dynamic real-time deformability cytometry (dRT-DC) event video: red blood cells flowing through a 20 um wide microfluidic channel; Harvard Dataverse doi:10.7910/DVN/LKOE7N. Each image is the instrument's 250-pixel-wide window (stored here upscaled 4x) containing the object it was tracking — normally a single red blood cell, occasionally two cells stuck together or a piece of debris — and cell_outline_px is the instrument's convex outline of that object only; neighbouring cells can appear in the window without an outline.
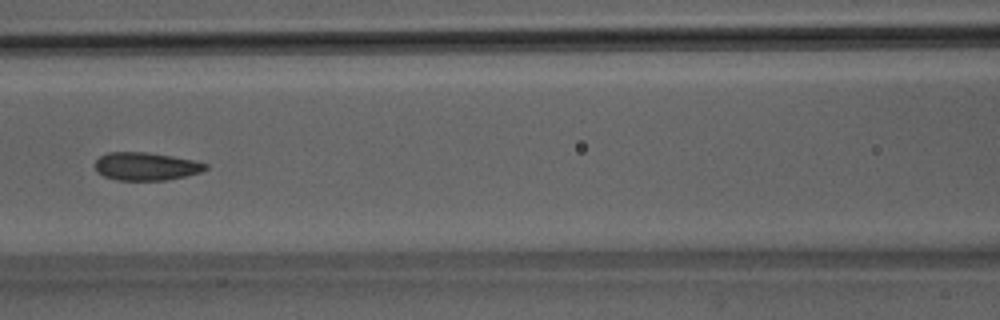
{"species": "Egyptian fruit bat (a non-hibernating species)", "species_latin": "Rousettus aegyptiacus", "temperature_condition": "room temperature", "stored_images_in_passage": 52, "camera_frame_rate_fps": 3000, "um_per_image_px": 0.085, "animal": {"sex": "male"}, "frame": {"image": 1, "passage_image": 23, "time_ms": 7.333, "image_size_px": [1000, 320], "cell_outline_px": [[208, 168], [200, 172], [188, 176], [168, 180], [116, 180], [104, 176], [96, 172], [96, 160], [100, 156], [108, 152], [144, 152], [172, 156], [196, 160], [208, 164]], "centroid_in_image_um": [12.44, 14.14], "position_along_channel_um": 154.2, "area_um2": 18.15}}
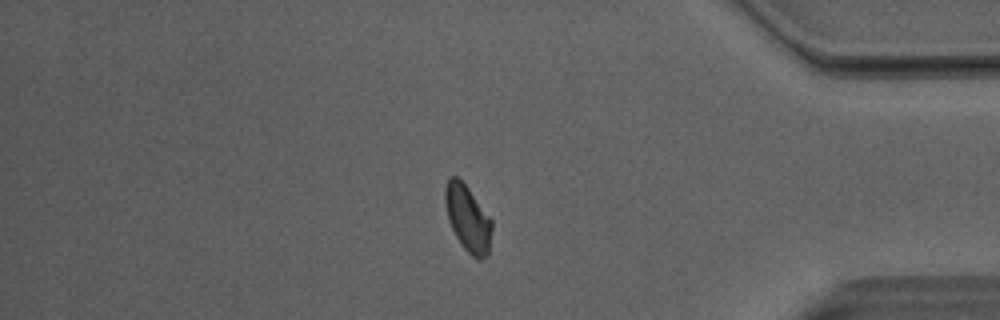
{"frame": {"image": 2, "passage_image": 43, "time_ms": 14.0, "image_size_px": [1000, 320], "cell_outline_px": [[492, 228], [488, 252], [480, 260], [476, 260], [460, 244], [448, 220], [444, 204], [444, 188], [448, 176], [456, 176], [468, 188], [492, 220]], "centroid_in_image_um": [39.73, 18.55], "position_along_channel_um": 395.5, "area_um2": 18.03}}
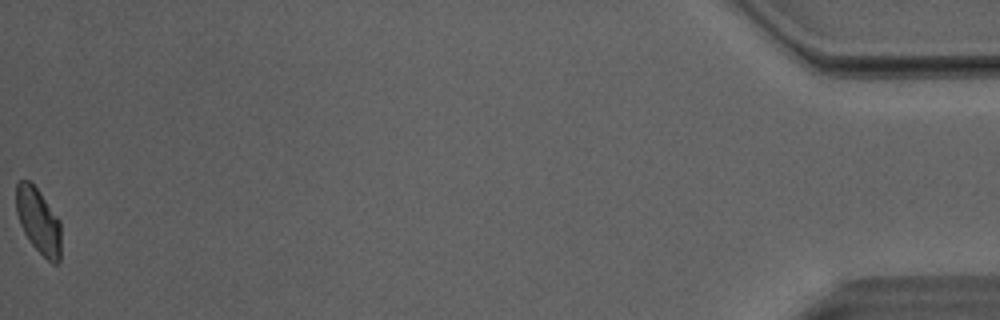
{"frame": {"image": 3, "passage_image": 51, "time_ms": 16.667, "image_size_px": [1000, 320], "cell_outline_px": [[60, 260], [56, 264], [52, 264], [32, 244], [24, 232], [20, 224], [16, 212], [16, 184], [20, 180], [28, 180], [36, 188], [60, 220]], "centroid_in_image_um": [3.26, 18.78], "position_along_channel_um": 431.9, "area_um2": 16.88}}